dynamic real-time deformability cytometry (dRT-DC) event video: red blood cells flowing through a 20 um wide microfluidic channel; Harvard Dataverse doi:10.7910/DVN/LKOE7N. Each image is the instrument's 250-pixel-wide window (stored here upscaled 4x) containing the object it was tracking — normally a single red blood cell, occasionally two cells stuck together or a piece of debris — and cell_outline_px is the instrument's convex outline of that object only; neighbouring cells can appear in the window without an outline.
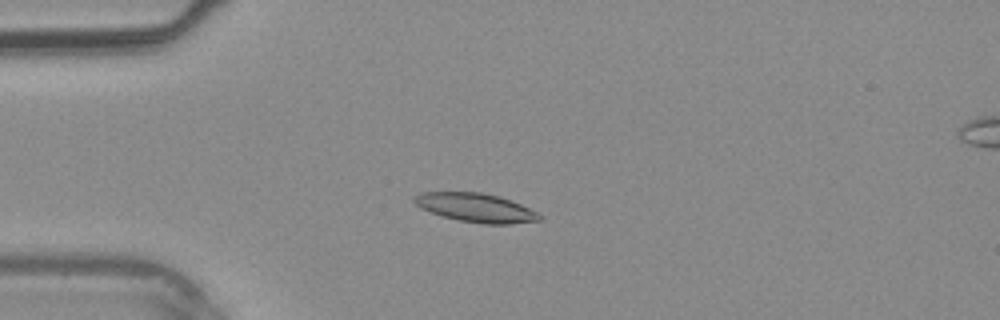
{"species": "common noctule bat (a hibernating species)", "species_latin": "Nyctalus noctula", "temperature_condition": "warm", "stored_images_in_passage": 40, "camera_frame_rate_fps": 3000, "um_per_image_px": 0.085, "animal": {"sex": "male", "body_mass_g": 20.4}, "frame": {"image": 1, "passage_image": 11, "time_ms": 3.333, "image_size_px": [1000, 320], "cell_outline_px": [[540, 220], [512, 224], [484, 224], [460, 220], [440, 216], [428, 212], [420, 208], [412, 200], [412, 196], [420, 192], [480, 192], [496, 196], [520, 204], [536, 212], [540, 216]], "centroid_in_image_um": [40.35, 17.65], "position_along_channel_um": 44.7, "area_um2": 20.92}}
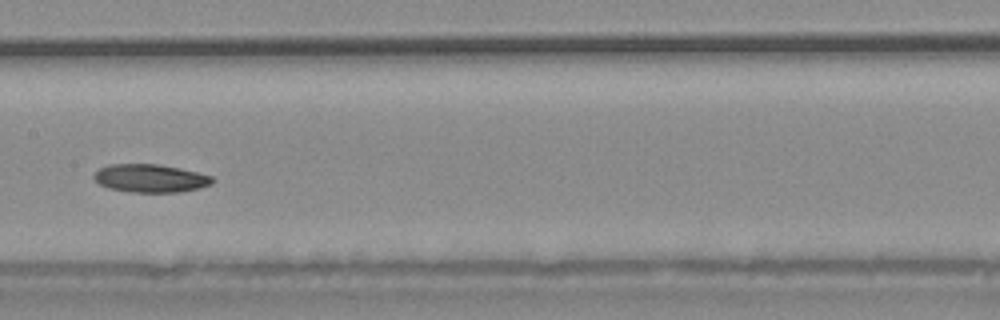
{"frame": {"image": 2, "passage_image": 21, "time_ms": 6.667, "image_size_px": [1000, 320], "cell_outline_px": [[216, 180], [212, 184], [200, 188], [180, 192], [128, 192], [108, 188], [100, 184], [92, 176], [100, 168], [108, 164], [160, 164], [180, 168], [212, 176]], "centroid_in_image_um": [12.8, 15.15], "position_along_channel_um": 194.6, "area_um2": 19.54}}
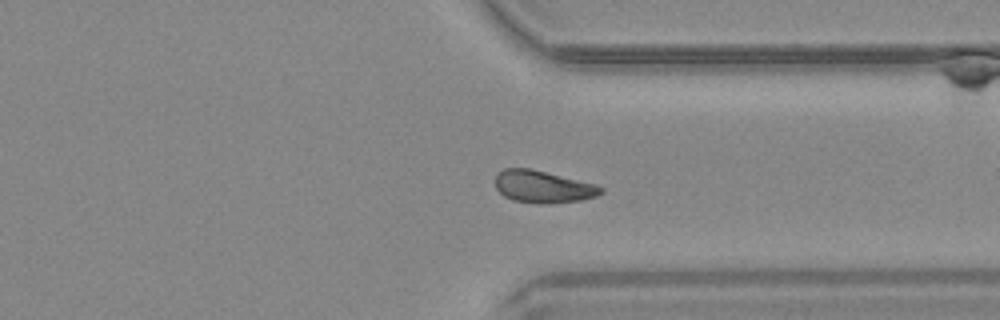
{"frame": {"image": 3, "passage_image": 31, "time_ms": 10.0, "image_size_px": [1000, 320], "cell_outline_px": [[604, 192], [596, 196], [580, 200], [552, 204], [540, 204], [512, 200], [504, 196], [496, 188], [496, 172], [504, 168], [528, 168], [596, 184], [604, 188]], "centroid_in_image_um": [46.15, 15.88], "position_along_channel_um": 365.3, "area_um2": 19.88}}